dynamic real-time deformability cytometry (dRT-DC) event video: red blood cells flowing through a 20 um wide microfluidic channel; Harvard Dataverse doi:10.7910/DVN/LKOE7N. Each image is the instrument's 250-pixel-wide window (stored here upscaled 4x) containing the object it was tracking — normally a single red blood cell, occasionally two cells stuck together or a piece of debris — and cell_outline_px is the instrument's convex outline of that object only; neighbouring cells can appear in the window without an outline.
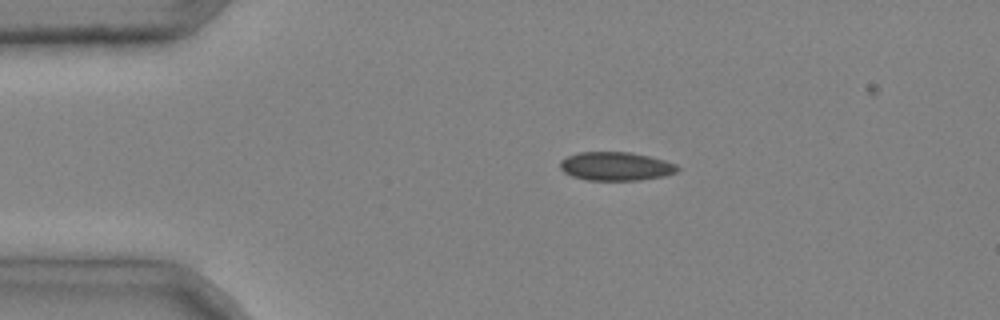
{"species": "common noctule bat (a hibernating species)", "species_latin": "Nyctalus noctula", "temperature_condition": "cold", "stored_images_in_passage": 5, "camera_frame_rate_fps": 3000, "um_per_image_px": 0.085, "animal": {"sex": "male", "body_mass_g": 20.4}, "frame": {"image": 1, "passage_image": 5, "time_ms": 1.333, "image_size_px": [1000, 320], "cell_outline_px": [[680, 168], [676, 172], [664, 176], [640, 180], [584, 180], [572, 176], [564, 172], [560, 168], [560, 160], [576, 152], [628, 152], [648, 156], [664, 160], [676, 164]], "centroid_in_image_um": [52.32, 14.14], "position_along_channel_um": 32.7, "area_um2": 19.59}}